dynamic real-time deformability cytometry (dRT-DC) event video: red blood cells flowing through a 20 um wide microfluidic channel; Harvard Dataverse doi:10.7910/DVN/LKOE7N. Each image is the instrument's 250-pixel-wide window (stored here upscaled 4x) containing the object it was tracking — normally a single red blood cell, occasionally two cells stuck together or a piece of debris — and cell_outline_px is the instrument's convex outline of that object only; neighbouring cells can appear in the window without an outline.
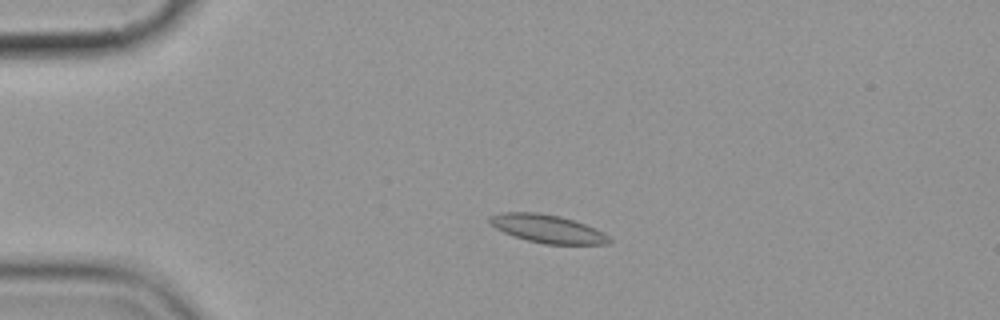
{"species": "common noctule bat (a hibernating species)", "species_latin": "Nyctalus noctula", "temperature_condition": "cold", "stored_images_in_passage": 7, "camera_frame_rate_fps": 3000, "um_per_image_px": 0.085, "animal": {"sex": "female", "body_mass_g": 19.9}, "frame": {"image": 1, "passage_image": 2, "time_ms": 1.333, "image_size_px": [1000, 320], "cell_outline_px": [[612, 240], [608, 244], [544, 244], [528, 240], [504, 232], [496, 228], [488, 220], [488, 216], [500, 212], [536, 212], [560, 216], [596, 228], [604, 232]], "centroid_in_image_um": [46.54, 19.44], "position_along_channel_um": 38.5, "area_um2": 19.48}}
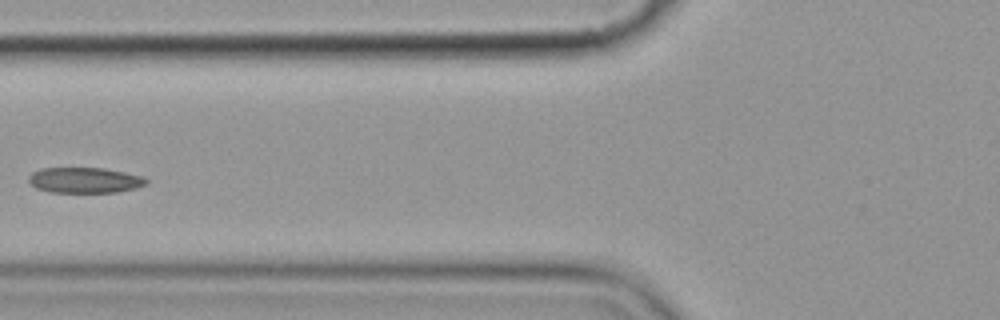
{"frame": {"image": 2, "passage_image": 5, "time_ms": 4.667, "image_size_px": [1000, 320], "cell_outline_px": [[148, 184], [136, 188], [116, 192], [52, 192], [36, 188], [28, 180], [28, 176], [32, 172], [40, 168], [104, 168], [124, 172], [140, 176], [148, 180]], "centroid_in_image_um": [7.19, 15.31], "position_along_channel_um": 118.6, "area_um2": 17.46}}
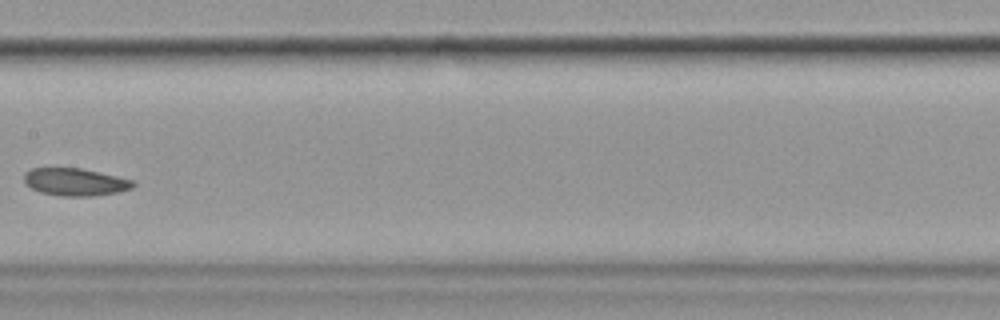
{"frame": {"image": 3, "passage_image": 7, "time_ms": 7.0, "image_size_px": [1000, 320], "cell_outline_px": [[136, 184], [132, 188], [120, 192], [96, 196], [60, 196], [40, 192], [24, 184], [24, 172], [32, 168], [80, 168], [116, 176], [132, 180]], "centroid_in_image_um": [6.37, 15.48], "position_along_channel_um": 201.0, "area_um2": 17.57}}